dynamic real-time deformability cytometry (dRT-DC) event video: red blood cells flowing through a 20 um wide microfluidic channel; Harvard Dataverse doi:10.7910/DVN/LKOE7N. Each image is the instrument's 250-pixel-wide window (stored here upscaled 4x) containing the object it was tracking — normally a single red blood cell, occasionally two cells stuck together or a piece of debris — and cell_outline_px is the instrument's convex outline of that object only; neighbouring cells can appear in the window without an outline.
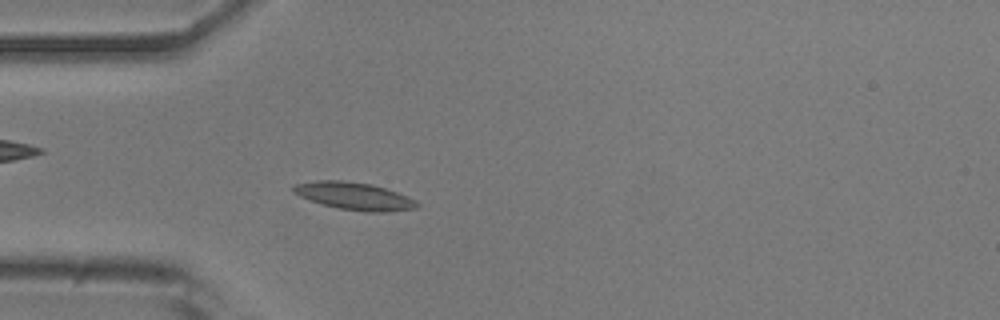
{"species": "common noctule bat (a hibernating species)", "species_latin": "Nyctalus noctula", "temperature_condition": "room temperature", "stored_images_in_passage": 20, "camera_frame_rate_fps": 3000, "um_per_image_px": 0.085, "animal": {"sex": "male", "body_mass_g": 20.5, "forearm_length_mm": 52.5}, "frame": {"image": 1, "passage_image": 8, "time_ms": 2.333, "image_size_px": [1000, 320], "cell_outline_px": [[420, 204], [416, 208], [388, 212], [364, 212], [336, 208], [320, 204], [300, 196], [292, 192], [292, 184], [316, 180], [340, 180], [372, 184], [396, 192], [416, 200]], "centroid_in_image_um": [30.07, 16.67], "position_along_channel_um": 54.9, "area_um2": 20.0}}
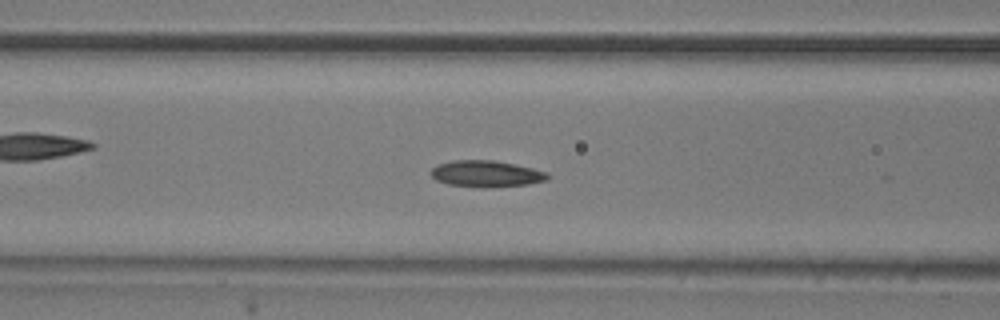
{"frame": {"image": 2, "passage_image": 14, "time_ms": 4.333, "image_size_px": [1000, 320], "cell_outline_px": [[552, 176], [548, 180], [528, 184], [448, 184], [436, 180], [428, 172], [436, 164], [452, 160], [492, 160], [516, 164], [548, 172]], "centroid_in_image_um": [41.33, 14.7], "position_along_channel_um": 125.3, "area_um2": 17.11}}
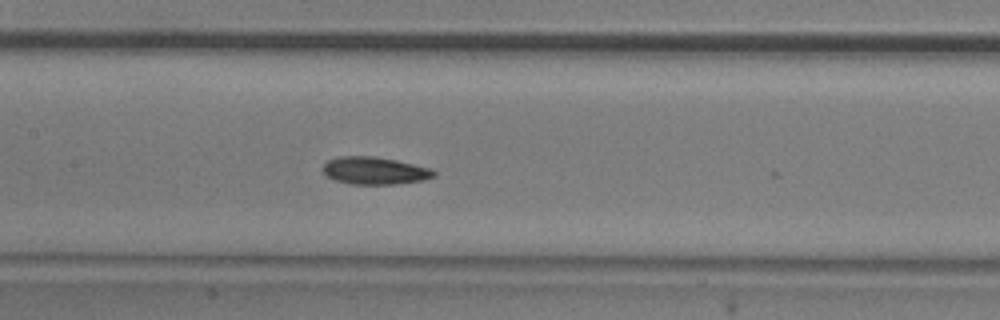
{"frame": {"image": 3, "passage_image": 18, "time_ms": 5.667, "image_size_px": [1000, 320], "cell_outline_px": [[436, 176], [424, 180], [392, 184], [352, 184], [336, 180], [328, 176], [320, 168], [328, 160], [340, 156], [372, 156], [396, 160], [432, 168], [436, 172]], "centroid_in_image_um": [31.86, 14.5], "position_along_channel_um": 175.5, "area_um2": 17.74}}